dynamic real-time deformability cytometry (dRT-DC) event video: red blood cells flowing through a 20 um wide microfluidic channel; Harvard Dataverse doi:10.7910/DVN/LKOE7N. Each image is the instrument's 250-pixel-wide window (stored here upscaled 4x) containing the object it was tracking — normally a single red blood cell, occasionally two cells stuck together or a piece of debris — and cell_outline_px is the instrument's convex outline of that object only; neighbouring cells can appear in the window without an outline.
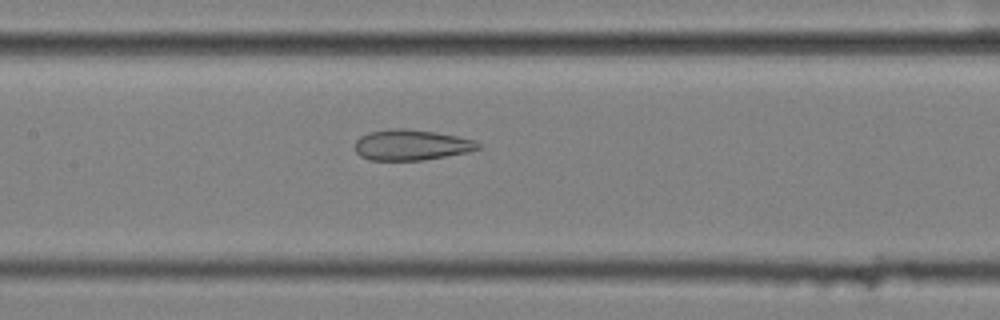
{"species": "common noctule bat (a hibernating species)", "species_latin": "Nyctalus noctula", "temperature_condition": "cold", "stored_images_in_passage": 48, "camera_frame_rate_fps": 3000, "um_per_image_px": 0.085, "animal": {"sex": "female", "body_mass_g": 25.1}, "frame": {"image": 1, "passage_image": 19, "time_ms": 6.0, "image_size_px": [1000, 320], "cell_outline_px": [[484, 148], [468, 152], [424, 160], [368, 160], [360, 156], [356, 152], [356, 140], [360, 136], [368, 132], [388, 128], [404, 128], [436, 132], [476, 140]], "centroid_in_image_um": [34.98, 12.31], "position_along_channel_um": 172.4, "area_um2": 22.25}}
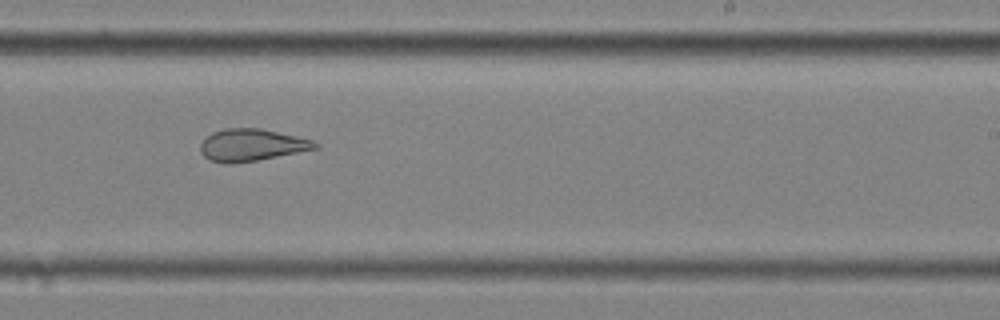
{"frame": {"image": 2, "passage_image": 27, "time_ms": 8.667, "image_size_px": [1000, 320], "cell_outline_px": [[320, 148], [256, 160], [228, 164], [208, 160], [200, 152], [200, 144], [212, 132], [224, 128], [260, 128], [296, 136], [312, 140], [320, 144]], "centroid_in_image_um": [21.38, 12.32], "position_along_channel_um": 267.6, "area_um2": 21.39}}
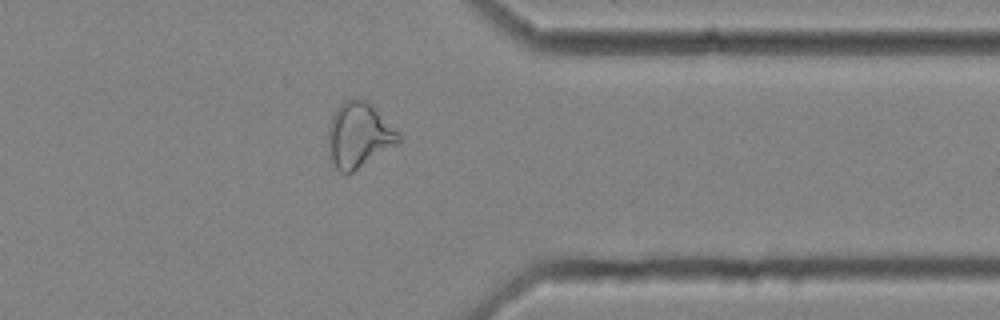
{"frame": {"image": 3, "passage_image": 37, "time_ms": 12.0, "image_size_px": [1000, 320], "cell_outline_px": [[400, 140], [396, 144], [352, 172], [340, 172], [336, 168], [332, 160], [328, 144], [328, 128], [332, 116], [336, 108], [344, 100], [352, 96], [368, 100], [400, 132]], "centroid_in_image_um": [30.5, 11.41], "position_along_channel_um": 380.9, "area_um2": 26.7}, "authors_computed_cell_mechanics": {"area_um2": 26.588, "velocity_mm_per_s": 3.5787, "shape_relaxation_time_tau1_ms": null, "shape_relaxation_time_tau2_ms": 2.5082, "deformation_change_tau1": null, "deformation_change_tau2": 0.1116}}